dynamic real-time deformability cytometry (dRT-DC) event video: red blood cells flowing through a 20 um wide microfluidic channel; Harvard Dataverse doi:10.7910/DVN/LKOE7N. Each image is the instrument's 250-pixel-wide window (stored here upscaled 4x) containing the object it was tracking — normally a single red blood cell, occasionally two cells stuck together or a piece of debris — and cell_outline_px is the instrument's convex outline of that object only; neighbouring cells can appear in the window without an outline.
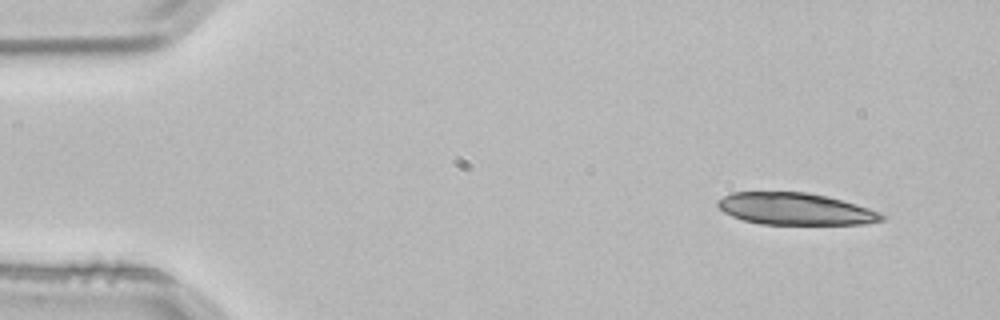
{"species": "common noctule bat (a hibernating species)", "species_latin": "Nyctalus noctula", "temperature_condition": "room temperature", "stored_images_in_passage": 3, "camera_frame_rate_fps": 3000, "um_per_image_px": 0.085, "animal": {"sex": "male", "body_mass_g": 21.5, "forearm_length_mm": 52.0}, "frame": {"image": 1, "passage_image": 1, "time_ms": 0.0, "image_size_px": [1000, 320], "cell_outline_px": [[888, 216], [884, 220], [864, 224], [760, 224], [744, 220], [732, 216], [724, 212], [716, 204], [716, 200], [732, 192], [808, 192], [828, 196], [868, 208], [880, 212]], "centroid_in_image_um": [67.61, 17.76], "position_along_channel_um": 17.4, "area_um2": 30.58}}